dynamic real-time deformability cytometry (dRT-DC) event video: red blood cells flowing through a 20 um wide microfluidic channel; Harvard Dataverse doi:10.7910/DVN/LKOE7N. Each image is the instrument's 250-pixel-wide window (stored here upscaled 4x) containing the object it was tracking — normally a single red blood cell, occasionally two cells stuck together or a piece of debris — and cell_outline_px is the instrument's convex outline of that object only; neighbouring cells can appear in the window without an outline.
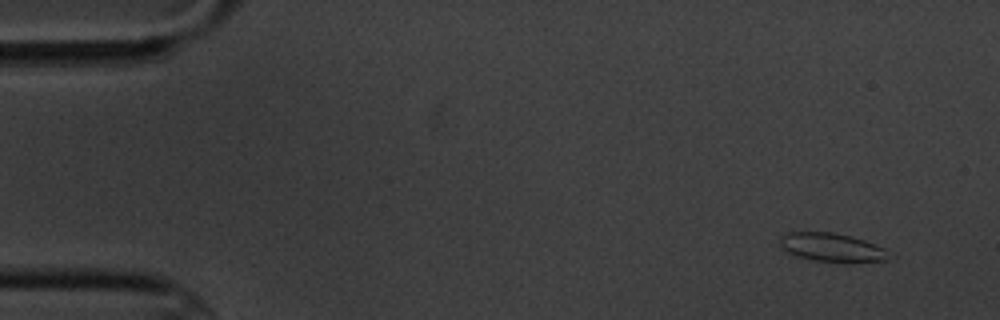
{"species": "common noctule bat (a hibernating species)", "species_latin": "Nyctalus noctula", "temperature_condition": "cold", "stored_images_in_passage": 5, "camera_frame_rate_fps": 3000, "um_per_image_px": 0.085, "animal": {"sex": "male", "body_mass_g": 20.1, "forearm_length_mm": 53.5}, "frame": {"image": 1, "passage_image": 1, "time_ms": 0.0, "image_size_px": [1000, 320], "cell_outline_px": [[896, 256], [888, 260], [848, 264], [816, 260], [796, 256], [788, 252], [780, 244], [780, 236], [788, 232], [832, 232], [852, 236], [864, 240], [884, 248]], "centroid_in_image_um": [70.82, 21.06], "position_along_channel_um": 14.2, "area_um2": 18.67}}
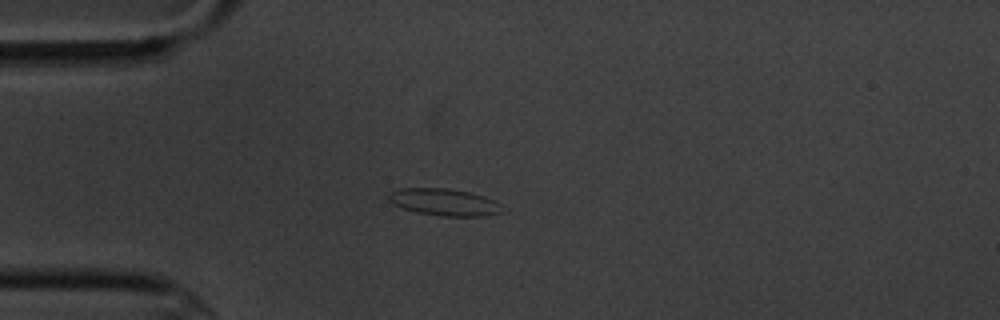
{"frame": {"image": 2, "passage_image": 4, "time_ms": 3.667, "image_size_px": [1000, 320], "cell_outline_px": [[508, 208], [504, 212], [484, 216], [440, 216], [416, 212], [400, 208], [392, 204], [388, 200], [388, 192], [400, 188], [448, 188], [468, 192], [484, 196]], "centroid_in_image_um": [37.76, 17.19], "position_along_channel_um": 47.2, "area_um2": 18.21}}